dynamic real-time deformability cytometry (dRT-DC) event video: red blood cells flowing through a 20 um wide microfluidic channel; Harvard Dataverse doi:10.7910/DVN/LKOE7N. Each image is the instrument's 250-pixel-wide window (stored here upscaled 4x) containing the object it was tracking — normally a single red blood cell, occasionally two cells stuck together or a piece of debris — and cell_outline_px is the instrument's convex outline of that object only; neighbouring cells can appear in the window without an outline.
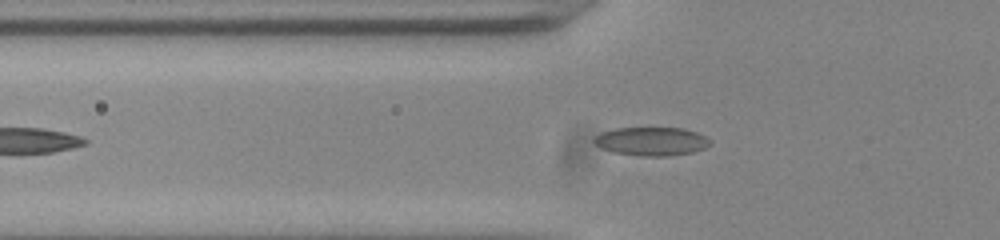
{"species": "common noctule bat (a hibernating species)", "species_latin": "Nyctalus noctula", "temperature_condition": "room temperature", "stored_images_in_passage": 40, "camera_frame_rate_fps": 3000, "um_per_image_px": 0.085, "animal": {"sex": "male", "body_mass_g": 20.0, "forearm_length_mm": 53.3}, "frame": {"image": 1, "passage_image": 11, "time_ms": 3.333, "image_size_px": [1000, 240], "cell_outline_px": [[712, 144], [704, 148], [692, 152], [664, 156], [644, 156], [612, 152], [600, 148], [592, 140], [600, 132], [616, 128], [684, 128], [696, 132], [712, 140]], "centroid_in_image_um": [55.37, 12.01], "position_along_channel_um": 70.4, "area_um2": 19.31}}
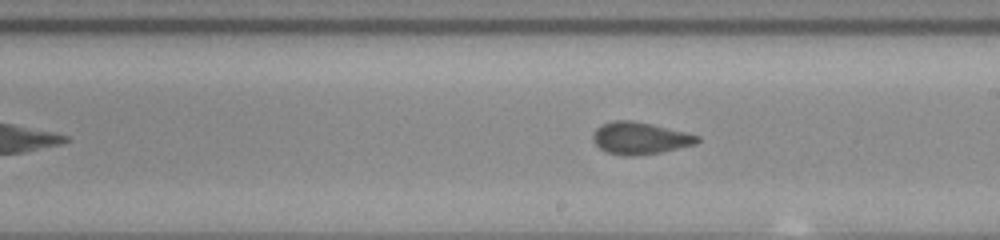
{"frame": {"image": 2, "passage_image": 24, "time_ms": 7.667, "image_size_px": [1000, 240], "cell_outline_px": [[700, 140], [696, 144], [660, 152], [632, 156], [624, 156], [608, 152], [600, 148], [592, 140], [592, 136], [596, 128], [600, 124], [612, 120], [632, 120], [652, 124], [688, 132], [700, 136]], "centroid_in_image_um": [54.39, 11.73], "position_along_channel_um": 234.6, "area_um2": 19.65}}
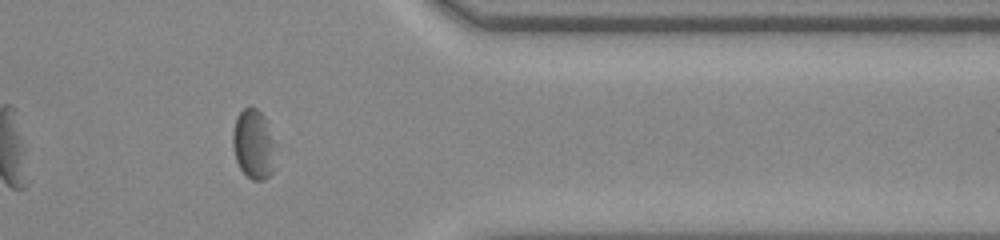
{"frame": {"image": 3, "passage_image": 37, "time_ms": 12.0, "image_size_px": [1000, 240], "cell_outline_px": [[272, 172], [264, 180], [252, 180], [240, 168], [236, 160], [232, 144], [232, 132], [236, 116], [244, 108], [256, 108], [264, 116], [272, 140]], "centroid_in_image_um": [21.48, 12.25], "position_along_channel_um": 389.9, "area_um2": 16.7}, "authors_computed_cell_mechanics": {"area_um2": 19.3052, "velocity_mm_per_s": 3.8154, "shape_relaxation_time_tau1_ms": 5.381, "shape_relaxation_time_tau2_ms": 1.6432, "deformation_change_tau1": 0.1278, "deformation_change_tau2": 0.0753}}